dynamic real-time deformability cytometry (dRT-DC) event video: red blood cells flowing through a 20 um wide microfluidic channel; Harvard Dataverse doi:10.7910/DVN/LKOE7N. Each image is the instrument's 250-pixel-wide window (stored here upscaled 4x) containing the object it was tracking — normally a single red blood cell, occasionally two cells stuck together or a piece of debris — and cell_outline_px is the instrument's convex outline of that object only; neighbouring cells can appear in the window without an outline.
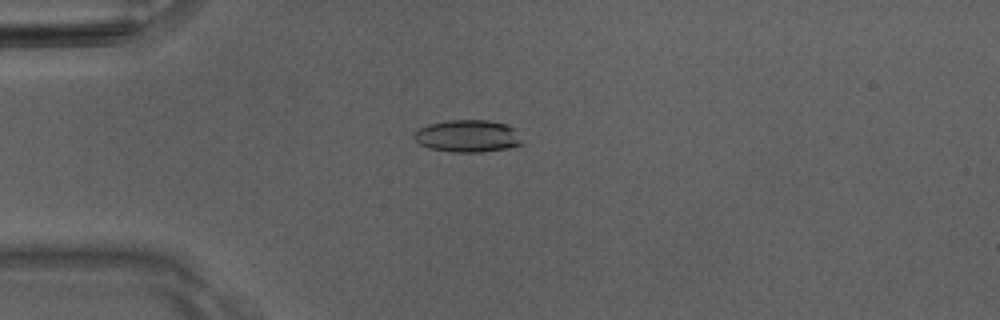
{"species": "Egyptian fruit bat (a non-hibernating species)", "species_latin": "Rousettus aegyptiacus", "temperature_condition": "room temperature", "stored_images_in_passage": 48, "camera_frame_rate_fps": 3000, "um_per_image_px": 0.085, "animal": {"sex": "male"}, "frame": {"image": 1, "passage_image": 11, "time_ms": 3.333, "image_size_px": [1000, 320], "cell_outline_px": [[524, 144], [508, 148], [480, 152], [452, 152], [428, 148], [420, 144], [412, 136], [420, 128], [428, 124], [448, 120], [488, 120], [508, 124], [516, 128], [524, 140]], "centroid_in_image_um": [39.82, 11.56], "position_along_channel_um": 45.2, "area_um2": 20.63}}
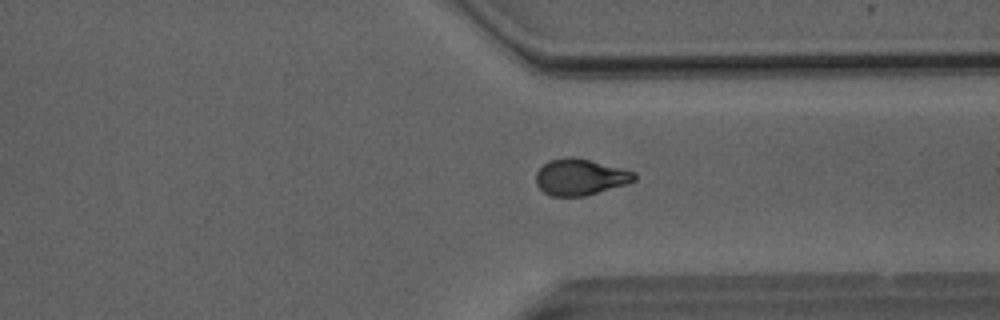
{"frame": {"image": 2, "passage_image": 36, "time_ms": 11.667, "image_size_px": [1000, 320], "cell_outline_px": [[636, 180], [624, 184], [584, 196], [552, 196], [544, 192], [536, 184], [536, 172], [548, 160], [572, 156], [636, 172]], "centroid_in_image_um": [49.28, 15.04], "position_along_channel_um": 362.1, "area_um2": 20.46}}
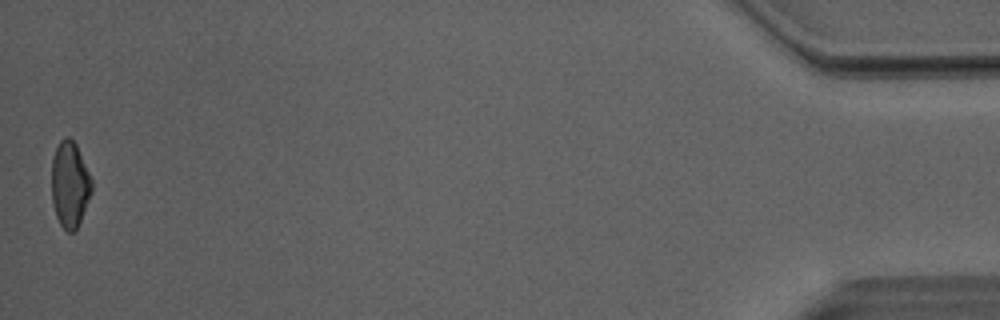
{"frame": {"image": 3, "passage_image": 48, "time_ms": 15.667, "image_size_px": [1000, 320], "cell_outline_px": [[92, 192], [80, 220], [76, 228], [72, 232], [68, 232], [60, 224], [56, 216], [52, 204], [52, 160], [56, 148], [60, 140], [64, 136], [68, 136], [76, 144], [92, 180]], "centroid_in_image_um": [5.93, 15.66], "position_along_channel_um": 429.3, "area_um2": 19.94}, "authors_computed_cell_mechanics": {"area_um2": 20.808, "velocity_mm_per_s": 4.0607, "shape_relaxation_time_tau1_ms": 5.1002, "shape_relaxation_time_tau2_ms": 2.4878, "deformation_change_tau1": 0.1644, "deformation_change_tau2": 0.0755}}